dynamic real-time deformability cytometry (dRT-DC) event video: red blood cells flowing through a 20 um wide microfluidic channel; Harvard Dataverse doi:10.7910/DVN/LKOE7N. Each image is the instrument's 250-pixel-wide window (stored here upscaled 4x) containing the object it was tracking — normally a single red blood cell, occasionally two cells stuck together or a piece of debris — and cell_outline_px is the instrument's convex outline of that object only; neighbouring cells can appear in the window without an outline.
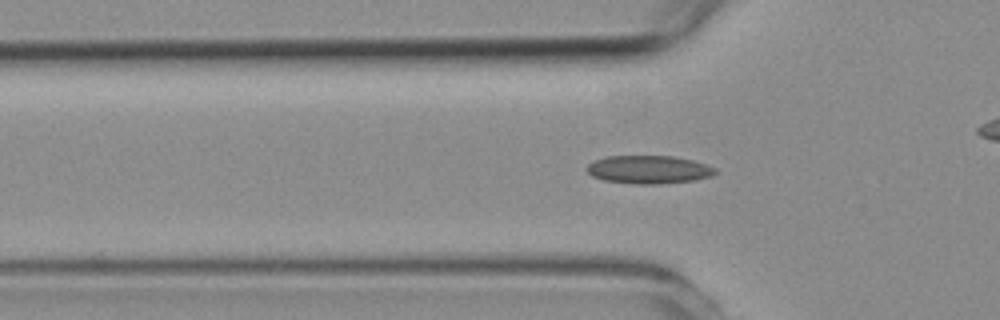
{"species": "common noctule bat (a hibernating species)", "species_latin": "Nyctalus noctula", "temperature_condition": "room temperature", "stored_images_in_passage": 33, "camera_frame_rate_fps": 3000, "um_per_image_px": 0.085, "animal": {"sex": "female", "body_mass_g": 19.3, "forearm_length_mm": 54.1}, "frame": {"image": 1, "passage_image": 8, "time_ms": 2.333, "image_size_px": [1000, 320], "cell_outline_px": [[716, 172], [712, 176], [692, 180], [660, 184], [632, 184], [604, 180], [592, 176], [584, 168], [588, 164], [596, 160], [608, 156], [672, 156], [692, 160], [716, 168]], "centroid_in_image_um": [55.11, 14.42], "position_along_channel_um": 70.7, "area_um2": 20.98}}
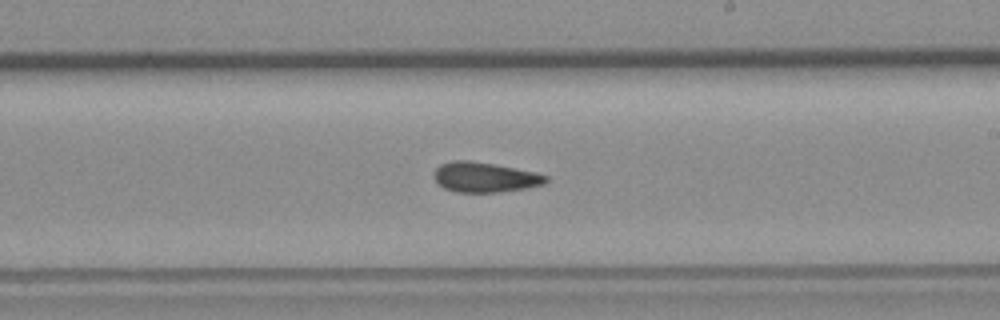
{"frame": {"image": 2, "passage_image": 22, "time_ms": 7.0, "image_size_px": [1000, 320], "cell_outline_px": [[548, 180], [544, 184], [524, 188], [496, 192], [456, 192], [444, 188], [436, 184], [432, 176], [432, 172], [440, 164], [452, 160], [468, 160], [492, 164], [536, 172], [548, 176]], "centroid_in_image_um": [41.13, 15.06], "position_along_channel_um": 247.9, "area_um2": 19.65}}
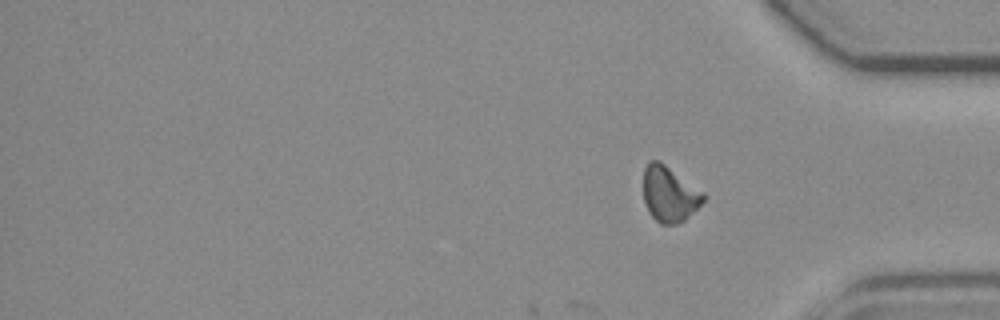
{"frame": {"image": 3, "passage_image": 33, "time_ms": 10.667, "image_size_px": [1000, 320], "cell_outline_px": [[708, 196], [684, 220], [676, 224], [660, 224], [648, 212], [644, 204], [644, 168], [652, 160], [660, 160], [704, 192]], "centroid_in_image_um": [56.9, 16.49], "position_along_channel_um": 378.3, "area_um2": 19.42}, "authors_computed_cell_mechanics": {"area_um2": 19.652, "velocity_mm_per_s": 3.7895, "shape_relaxation_time_tau1_ms": null, "shape_relaxation_time_tau2_ms": 4.0081, "deformation_change_tau1": null, "deformation_change_tau2": 0.1052}}